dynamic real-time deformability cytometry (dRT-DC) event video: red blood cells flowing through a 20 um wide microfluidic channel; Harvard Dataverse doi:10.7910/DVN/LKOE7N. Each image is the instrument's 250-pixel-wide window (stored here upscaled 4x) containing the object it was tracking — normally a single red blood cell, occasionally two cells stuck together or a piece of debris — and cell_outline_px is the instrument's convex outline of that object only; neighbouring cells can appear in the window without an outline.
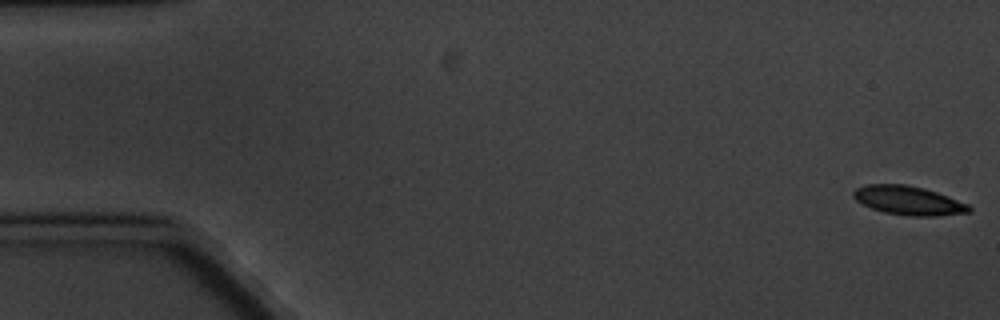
{"species": "common noctule bat (a hibernating species)", "species_latin": "Nyctalus noctula", "temperature_condition": "cold", "stored_images_in_passage": 6, "camera_frame_rate_fps": 3000, "um_per_image_px": 0.085, "animal": {"sex": "male", "body_mass_g": 20.1, "forearm_length_mm": 53.5}, "frame": {"image": 1, "passage_image": 1, "time_ms": 0.0, "image_size_px": [1000, 320], "cell_outline_px": [[972, 212], [936, 216], [908, 216], [884, 212], [872, 208], [856, 200], [852, 196], [852, 192], [856, 188], [868, 184], [904, 184], [924, 188], [948, 196], [968, 204], [972, 208]], "centroid_in_image_um": [77.23, 17.04], "position_along_channel_um": 7.8, "area_um2": 19.48}}
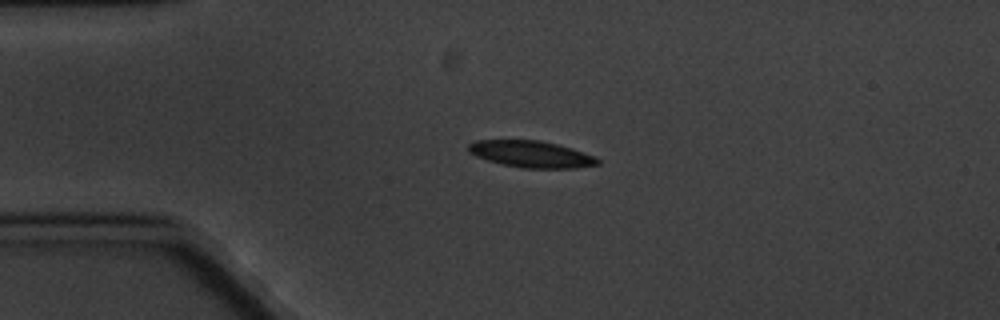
{"frame": {"image": 2, "passage_image": 4, "time_ms": 4.333, "image_size_px": [1000, 320], "cell_outline_px": [[600, 164], [576, 168], [524, 168], [500, 164], [476, 156], [468, 152], [468, 144], [476, 140], [540, 140], [572, 148], [592, 156], [600, 160]], "centroid_in_image_um": [45.13, 13.1], "position_along_channel_um": 39.9, "area_um2": 20.0}}